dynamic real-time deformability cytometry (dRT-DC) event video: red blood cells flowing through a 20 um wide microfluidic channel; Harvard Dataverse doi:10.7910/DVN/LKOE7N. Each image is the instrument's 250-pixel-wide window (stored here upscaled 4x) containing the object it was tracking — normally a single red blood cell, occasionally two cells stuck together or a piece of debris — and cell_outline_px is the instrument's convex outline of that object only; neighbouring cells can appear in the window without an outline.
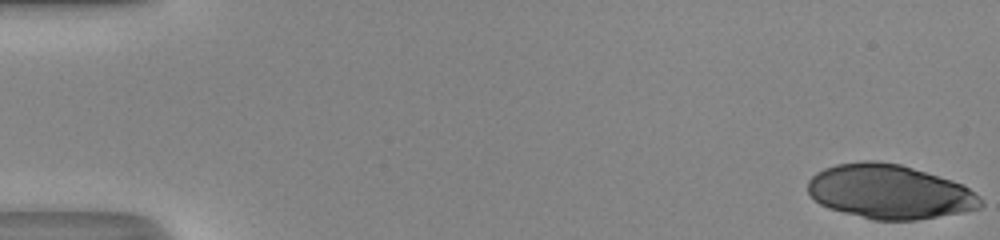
{"species": "human", "species_latin": "Homo sapiens", "temperature_condition": "room temperature", "stored_images_in_passage": 50, "camera_frame_rate_fps": 3000, "um_per_image_px": 0.085, "donor": {"sex": "male"}, "frame": {"image": 1, "passage_image": 1, "time_ms": 0.0, "image_size_px": [1000, 240], "cell_outline_px": [[984, 204], [980, 208], [964, 212], [916, 220], [872, 220], [828, 208], [820, 204], [808, 192], [808, 180], [816, 172], [824, 168], [836, 164], [864, 160], [876, 160], [900, 164], [952, 180], [964, 184], [980, 196]], "centroid_in_image_um": [75.63, 16.29], "position_along_channel_um": 9.4, "area_um2": 54.91}}